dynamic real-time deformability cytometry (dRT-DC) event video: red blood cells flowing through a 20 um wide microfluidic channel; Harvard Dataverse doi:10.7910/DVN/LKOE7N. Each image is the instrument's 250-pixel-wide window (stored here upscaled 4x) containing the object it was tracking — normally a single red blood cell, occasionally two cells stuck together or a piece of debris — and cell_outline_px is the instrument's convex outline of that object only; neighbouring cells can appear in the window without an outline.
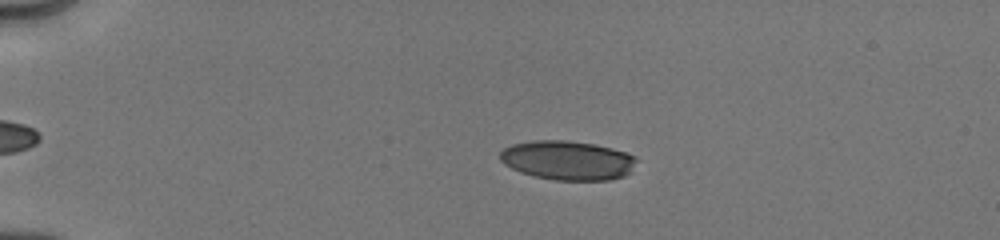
{"species": "human", "species_latin": "Homo sapiens", "temperature_condition": "cold", "stored_images_in_passage": 12, "camera_frame_rate_fps": 3000, "um_per_image_px": 0.085, "donor": {"sex": "male"}, "frame": {"image": 1, "passage_image": 9, "time_ms": 4.0, "image_size_px": [1000, 240], "cell_outline_px": [[636, 160], [632, 172], [624, 176], [608, 180], [556, 180], [536, 176], [520, 172], [504, 164], [500, 160], [500, 152], [504, 148], [512, 144], [532, 140], [568, 140], [596, 144], [612, 148], [636, 156]], "centroid_in_image_um": [48.26, 13.62], "position_along_channel_um": 36.7, "area_um2": 31.33}}
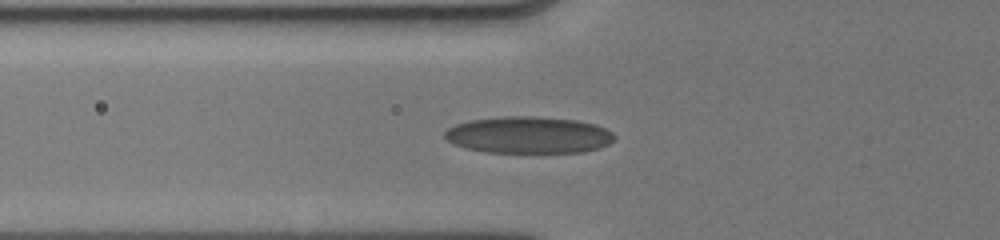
{"frame": {"image": 2, "passage_image": 12, "time_ms": 6.667, "image_size_px": [1000, 240], "cell_outline_px": [[616, 140], [600, 148], [584, 152], [484, 152], [468, 148], [456, 144], [448, 140], [444, 136], [444, 132], [448, 128], [456, 124], [468, 120], [504, 116], [536, 116], [580, 120], [596, 124], [612, 132], [616, 136]], "centroid_in_image_um": [44.98, 11.46], "position_along_channel_um": 80.8, "area_um2": 36.59}}